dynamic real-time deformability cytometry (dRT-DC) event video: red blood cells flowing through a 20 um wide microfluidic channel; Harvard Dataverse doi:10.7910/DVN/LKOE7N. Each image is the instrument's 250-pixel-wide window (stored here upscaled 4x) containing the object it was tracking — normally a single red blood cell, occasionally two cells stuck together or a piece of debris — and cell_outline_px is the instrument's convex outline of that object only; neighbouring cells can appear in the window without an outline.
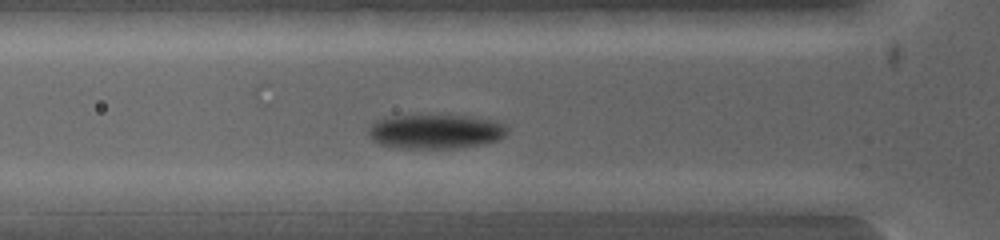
{"species": "common noctule bat (a hibernating species)", "species_latin": "Nyctalus noctula", "temperature_condition": "warm", "stored_images_in_passage": 4, "camera_frame_rate_fps": 5000, "um_per_image_px": 0.085, "animal": {"sex": "female", "body_mass_g": 19.0, "forearm_length_mm": 53.3}, "frame": {"image": 1, "passage_image": 2, "time_ms": 0.2, "image_size_px": [1000, 240], "cell_outline_px": [[508, 132], [504, 136], [496, 140], [476, 144], [448, 148], [408, 148], [380, 144], [368, 136], [368, 128], [376, 120], [392, 116], [472, 116], [492, 120], [504, 124], [508, 128]], "centroid_in_image_um": [37.0, 11.16], "position_along_channel_um": 88.8, "area_um2": 27.22}}